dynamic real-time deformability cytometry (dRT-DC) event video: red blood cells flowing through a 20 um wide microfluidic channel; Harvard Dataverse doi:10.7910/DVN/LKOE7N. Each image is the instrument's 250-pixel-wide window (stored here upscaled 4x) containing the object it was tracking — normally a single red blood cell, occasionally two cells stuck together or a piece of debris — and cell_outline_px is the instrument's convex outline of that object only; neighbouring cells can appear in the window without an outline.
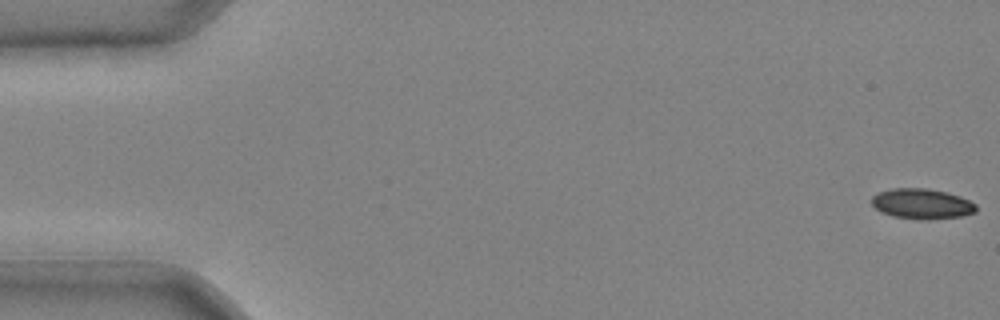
{"species": "common noctule bat (a hibernating species)", "species_latin": "Nyctalus noctula", "temperature_condition": "cold", "stored_images_in_passage": 43, "camera_frame_rate_fps": 3000, "um_per_image_px": 0.085, "animal": {"sex": "male", "body_mass_g": 20.4}, "frame": {"image": 1, "passage_image": 1, "time_ms": 0.0, "image_size_px": [1000, 320], "cell_outline_px": [[976, 212], [964, 216], [928, 220], [916, 220], [892, 216], [880, 212], [872, 204], [872, 196], [876, 192], [892, 188], [928, 188], [948, 192], [960, 196], [976, 204]], "centroid_in_image_um": [78.35, 17.33], "position_along_channel_um": 6.6, "area_um2": 18.84}}
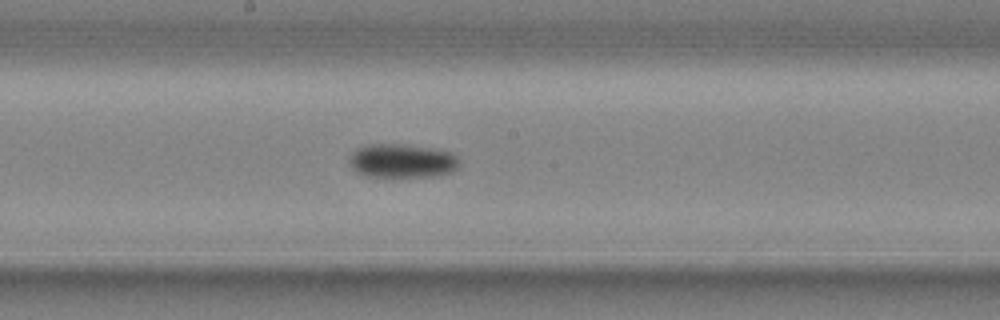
{"frame": {"image": 2, "passage_image": 24, "time_ms": 7.667, "image_size_px": [1000, 320], "cell_outline_px": [[456, 168], [452, 172], [432, 176], [392, 180], [368, 176], [356, 172], [352, 168], [348, 160], [352, 152], [356, 148], [368, 144], [400, 144], [428, 148], [448, 152], [456, 156]], "centroid_in_image_um": [34.07, 13.73], "position_along_channel_um": 214.1, "area_um2": 22.2}}
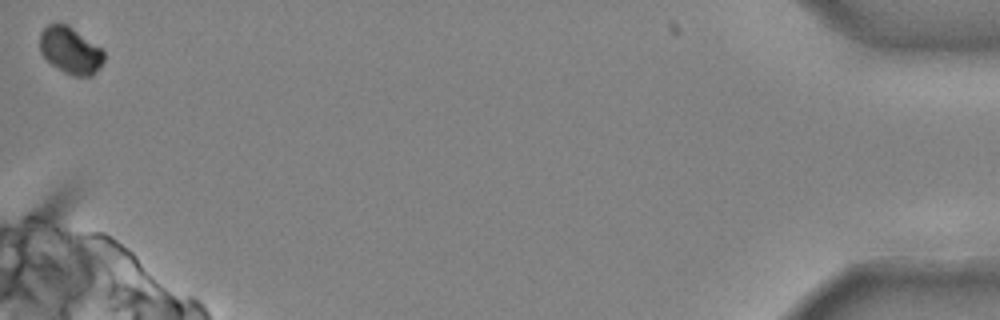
{"frame": {"image": 3, "passage_image": 43, "time_ms": 14.0, "image_size_px": [1000, 320], "cell_outline_px": [[104, 60], [100, 68], [92, 76], [72, 76], [64, 72], [52, 64], [40, 52], [40, 32], [48, 24], [56, 20], [68, 24], [100, 48], [104, 52]], "centroid_in_image_um": [5.97, 4.26], "position_along_channel_um": 429.2, "area_um2": 17.63}}